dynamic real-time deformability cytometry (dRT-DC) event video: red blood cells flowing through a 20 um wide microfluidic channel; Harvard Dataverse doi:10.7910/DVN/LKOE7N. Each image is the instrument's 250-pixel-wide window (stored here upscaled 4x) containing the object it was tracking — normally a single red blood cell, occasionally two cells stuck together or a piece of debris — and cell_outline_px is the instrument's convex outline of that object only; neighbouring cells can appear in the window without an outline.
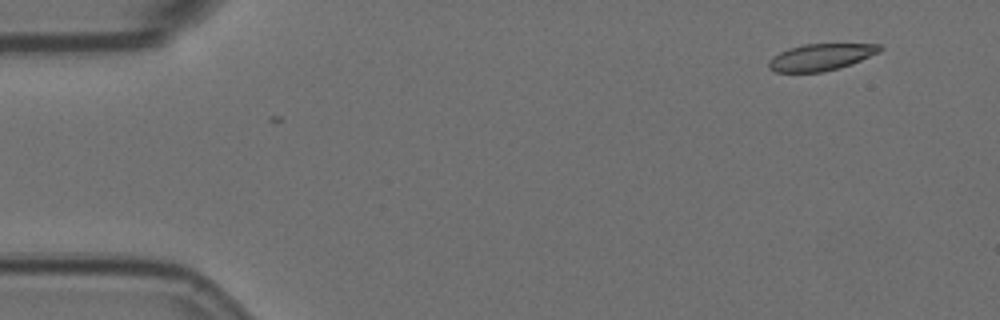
{"species": "Egyptian fruit bat (a non-hibernating species)", "species_latin": "Rousettus aegyptiacus", "temperature_condition": "room temperature", "stored_images_in_passage": 2, "camera_frame_rate_fps": 3000, "um_per_image_px": 0.085, "animal": {"sex": "female"}, "frame": {"image": 1, "passage_image": 2, "time_ms": 0.333, "image_size_px": [1000, 320], "cell_outline_px": [[884, 48], [880, 52], [852, 64], [840, 68], [820, 72], [776, 72], [768, 68], [768, 60], [780, 52], [788, 48], [804, 44], [880, 44]], "centroid_in_image_um": [69.78, 4.85], "position_along_channel_um": 15.2, "area_um2": 17.4}}